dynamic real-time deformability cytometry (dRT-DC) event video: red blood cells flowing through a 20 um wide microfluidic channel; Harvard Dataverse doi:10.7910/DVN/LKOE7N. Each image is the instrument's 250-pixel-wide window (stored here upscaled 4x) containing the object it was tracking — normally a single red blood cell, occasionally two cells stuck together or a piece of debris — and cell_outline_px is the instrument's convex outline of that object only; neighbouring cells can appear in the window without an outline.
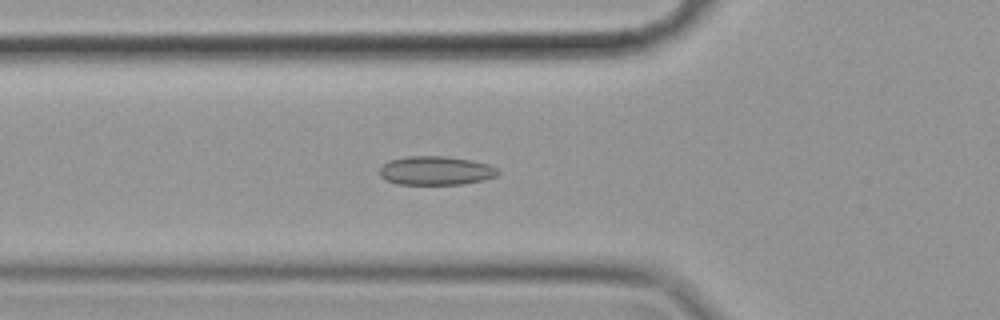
{"species": "common noctule bat (a hibernating species)", "species_latin": "Nyctalus noctula", "temperature_condition": "cold", "stored_images_in_passage": 39, "camera_frame_rate_fps": 3000, "um_per_image_px": 0.085, "animal": {"sex": "female", "body_mass_g": 19.9}, "frame": {"image": 1, "passage_image": 2, "time_ms": 0.333, "image_size_px": [1000, 320], "cell_outline_px": [[500, 172], [496, 176], [484, 180], [464, 184], [396, 184], [380, 176], [380, 168], [388, 160], [408, 156], [444, 156], [472, 160], [488, 164], [496, 168]], "centroid_in_image_um": [37.06, 14.5], "position_along_channel_um": 88.7, "area_um2": 19.88}}
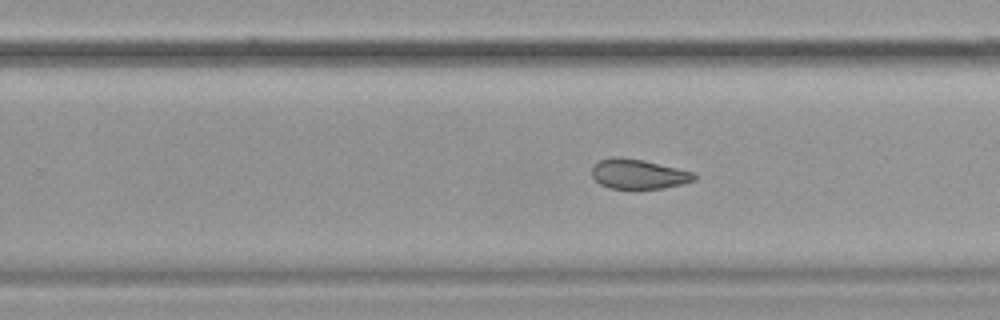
{"frame": {"image": 2, "passage_image": 18, "time_ms": 5.667, "image_size_px": [1000, 320], "cell_outline_px": [[696, 180], [664, 188], [636, 192], [632, 192], [608, 188], [600, 184], [592, 176], [592, 164], [600, 160], [612, 156], [620, 156], [644, 160], [696, 172]], "centroid_in_image_um": [54.25, 14.83], "position_along_channel_um": 275.6, "area_um2": 18.79}}
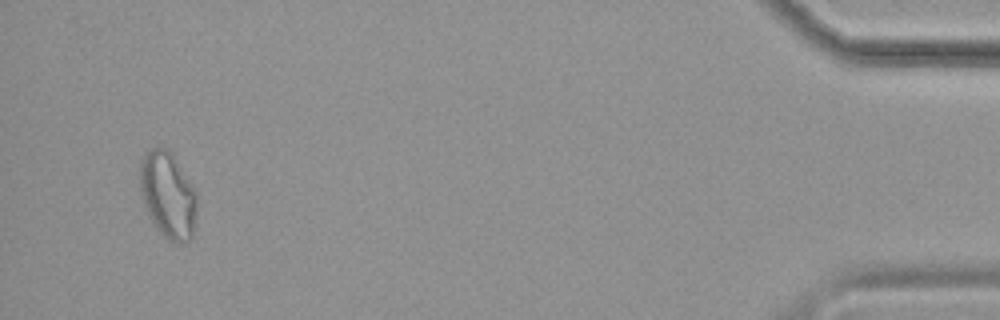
{"frame": {"image": 3, "passage_image": 37, "time_ms": 12.0, "image_size_px": [1000, 320], "cell_outline_px": [[196, 216], [192, 240], [184, 244], [180, 244], [168, 240], [156, 228], [148, 216], [140, 192], [140, 160], [144, 152], [156, 144], [168, 148], [172, 152], [192, 184], [196, 192]], "centroid_in_image_um": [14.27, 16.55], "position_along_channel_um": 420.9, "area_um2": 29.48}}